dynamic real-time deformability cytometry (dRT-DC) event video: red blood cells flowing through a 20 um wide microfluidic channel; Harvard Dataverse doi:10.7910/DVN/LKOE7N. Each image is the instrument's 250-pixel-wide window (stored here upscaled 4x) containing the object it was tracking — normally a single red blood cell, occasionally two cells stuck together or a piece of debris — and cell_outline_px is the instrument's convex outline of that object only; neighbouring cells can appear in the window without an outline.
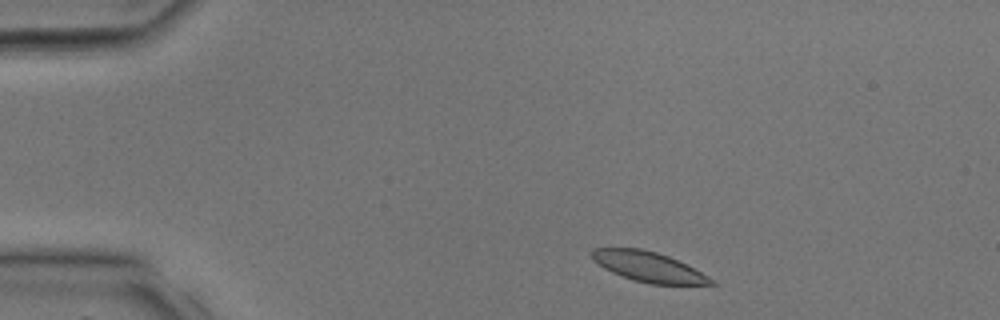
{"species": "common noctule bat (a hibernating species)", "species_latin": "Nyctalus noctula", "temperature_condition": "room temperature", "stored_images_in_passage": 2, "segment_of_instrument_passage": [2, 2], "camera_frame_rate_fps": 3000, "um_per_image_px": 0.085, "animal": {"sex": "male", "body_mass_g": 17.9, "forearm_length_mm": 54.2}, "frame": {"image": 1, "passage_image": 2, "time_ms": 0.333, "image_size_px": [1000, 320], "cell_outline_px": [[716, 284], [652, 284], [632, 280], [612, 272], [604, 268], [592, 260], [588, 252], [592, 248], [640, 248], [656, 252], [668, 256], [716, 280]], "centroid_in_image_um": [55.04, 22.67], "position_along_channel_um": 30.0, "area_um2": 20.75}}